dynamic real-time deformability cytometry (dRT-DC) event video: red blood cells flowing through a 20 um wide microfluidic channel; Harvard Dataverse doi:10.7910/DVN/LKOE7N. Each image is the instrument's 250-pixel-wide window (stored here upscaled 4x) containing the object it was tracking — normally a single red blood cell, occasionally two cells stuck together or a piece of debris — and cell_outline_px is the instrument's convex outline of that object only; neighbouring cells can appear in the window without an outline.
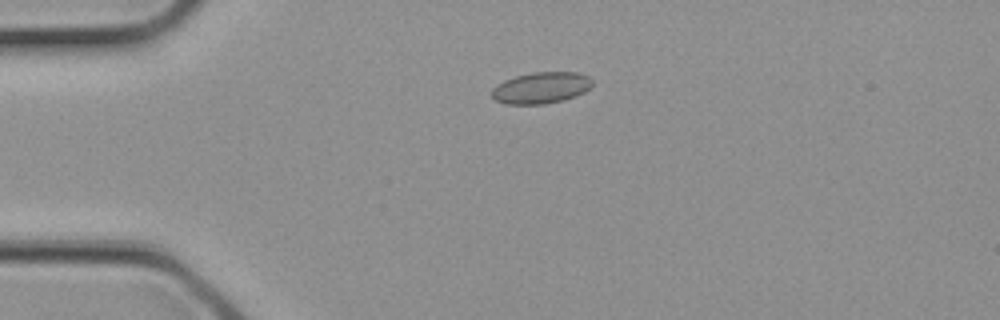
{"species": "common noctule bat (a hibernating species)", "species_latin": "Nyctalus noctula", "temperature_condition": "cold", "stored_images_in_passage": 1, "camera_frame_rate_fps": 3000, "um_per_image_px": 0.085, "animal": {"sex": "female", "body_mass_g": 21.9}, "frame": {"image": 1, "passage_image": 1, "time_ms": 0.0, "image_size_px": [1000, 320], "cell_outline_px": [[592, 88], [576, 96], [564, 100], [544, 104], [504, 104], [496, 100], [492, 96], [492, 88], [496, 84], [504, 80], [516, 76], [532, 72], [576, 72], [588, 76], [592, 80]], "centroid_in_image_um": [46.0, 7.46], "position_along_channel_um": 39.0, "area_um2": 18.55}}